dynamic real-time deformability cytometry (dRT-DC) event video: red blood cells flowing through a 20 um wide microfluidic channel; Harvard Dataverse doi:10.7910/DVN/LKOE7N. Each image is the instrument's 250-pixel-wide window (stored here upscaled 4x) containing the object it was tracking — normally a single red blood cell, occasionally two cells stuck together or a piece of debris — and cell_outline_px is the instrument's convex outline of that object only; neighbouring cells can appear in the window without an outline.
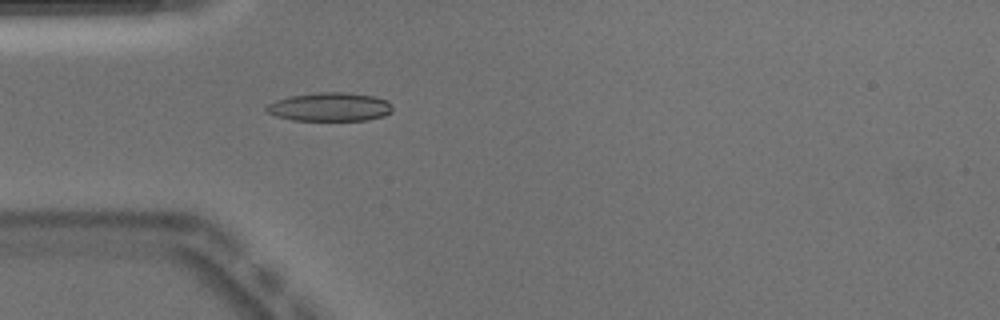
{"species": "Egyptian fruit bat (a non-hibernating species)", "species_latin": "Rousettus aegyptiacus", "temperature_condition": "warm", "stored_images_in_passage": 51, "camera_frame_rate_fps": 3000, "um_per_image_px": 0.085, "animal": {"sex": "male"}, "frame": {"image": 1, "passage_image": 15, "time_ms": 4.667, "image_size_px": [1000, 320], "cell_outline_px": [[392, 112], [384, 116], [368, 120], [292, 120], [276, 116], [268, 112], [264, 108], [268, 104], [276, 100], [288, 96], [320, 92], [344, 92], [372, 96], [388, 100], [392, 104]], "centroid_in_image_um": [28.05, 9.09], "position_along_channel_um": 56.9, "area_um2": 21.1}}
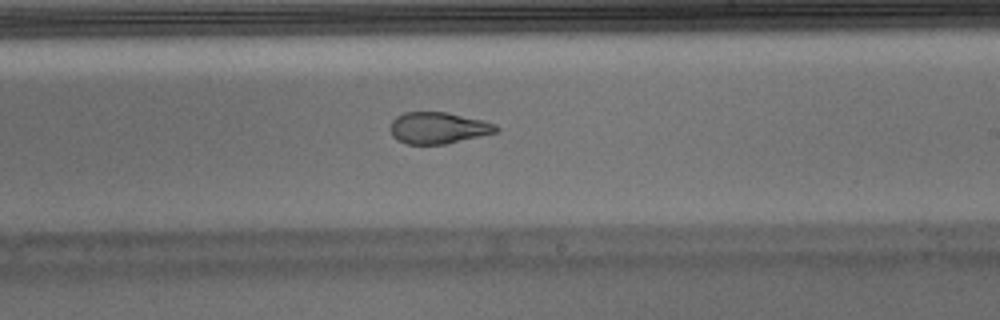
{"frame": {"image": 2, "passage_image": 30, "time_ms": 9.667, "image_size_px": [1000, 320], "cell_outline_px": [[500, 128], [496, 132], [448, 144], [408, 144], [396, 140], [392, 136], [392, 120], [396, 116], [404, 112], [448, 112], [496, 124]], "centroid_in_image_um": [37.24, 10.88], "position_along_channel_um": 251.8, "area_um2": 19.36}, "authors_computed_cell_mechanics": {"area_um2": 20.3456, "velocity_mm_per_s": 3.941, "shape_relaxation_time_tau1_ms": null, "shape_relaxation_time_tau2_ms": 1.6582, "deformation_change_tau1": null, "deformation_change_tau2": 0.0883}}